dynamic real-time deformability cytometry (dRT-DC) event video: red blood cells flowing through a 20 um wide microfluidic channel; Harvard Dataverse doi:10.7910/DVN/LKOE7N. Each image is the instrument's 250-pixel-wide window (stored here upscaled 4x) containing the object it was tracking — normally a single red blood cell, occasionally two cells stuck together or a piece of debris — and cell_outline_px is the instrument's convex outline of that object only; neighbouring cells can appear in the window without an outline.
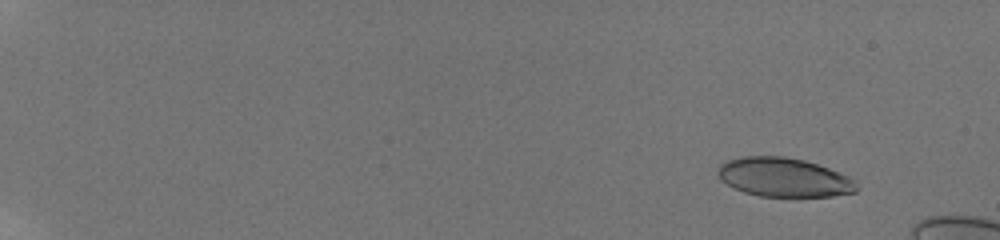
{"species": "human", "species_latin": "Homo sapiens", "temperature_condition": "room temperature", "stored_images_in_passage": 21, "camera_frame_rate_fps": 3000, "um_per_image_px": 0.085, "donor": {"sex": "male"}, "frame": {"image": 1, "passage_image": 7, "time_ms": 2.0, "image_size_px": [1000, 240], "cell_outline_px": [[860, 188], [856, 192], [832, 196], [760, 196], [744, 192], [720, 180], [716, 172], [720, 164], [724, 160], [744, 156], [784, 156], [804, 160], [828, 168], [848, 176], [856, 180]], "centroid_in_image_um": [66.63, 15.07], "position_along_channel_um": 18.4, "area_um2": 31.67}}